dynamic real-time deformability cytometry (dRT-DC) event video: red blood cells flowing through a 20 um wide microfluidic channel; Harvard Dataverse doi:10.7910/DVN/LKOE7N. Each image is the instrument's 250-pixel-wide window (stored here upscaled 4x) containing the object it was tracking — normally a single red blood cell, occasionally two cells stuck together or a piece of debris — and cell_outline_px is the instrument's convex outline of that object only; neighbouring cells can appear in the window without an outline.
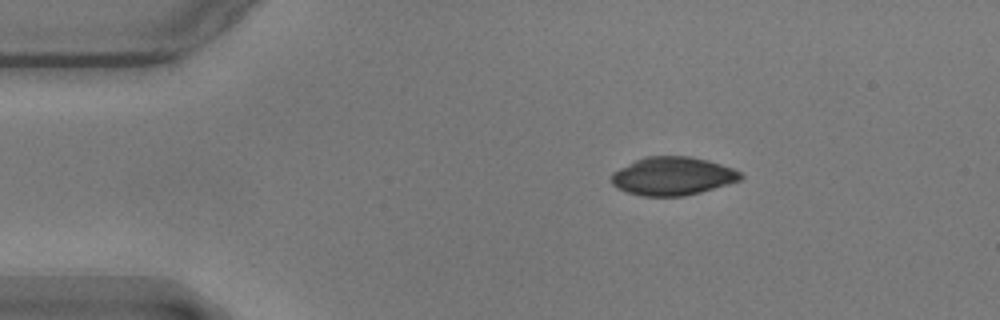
{"species": "common noctule bat (a hibernating species)", "species_latin": "Nyctalus noctula", "temperature_condition": "warm", "stored_images_in_passage": 47, "camera_frame_rate_fps": 3000, "um_per_image_px": 0.085, "animal": {"sex": "male", "body_mass_g": 17.9}, "frame": {"image": 1, "passage_image": 1, "time_ms": 0.0, "image_size_px": [1000, 320], "cell_outline_px": [[744, 176], [740, 180], [728, 184], [700, 192], [684, 196], [640, 196], [616, 188], [612, 184], [612, 172], [636, 160], [648, 156], [688, 156], [708, 160], [732, 168], [740, 172]], "centroid_in_image_um": [57.17, 14.97], "position_along_channel_um": 27.8, "area_um2": 28.67}}
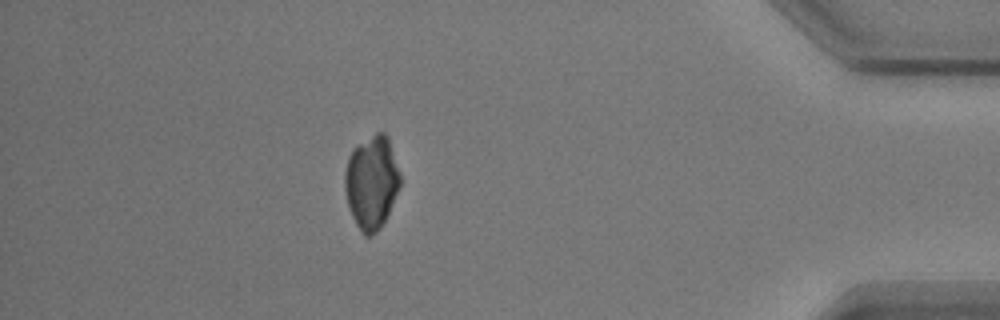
{"frame": {"image": 2, "passage_image": 41, "time_ms": 13.333, "image_size_px": [1000, 320], "cell_outline_px": [[400, 188], [380, 228], [372, 236], [364, 236], [360, 232], [352, 216], [348, 204], [344, 188], [344, 172], [348, 156], [352, 148], [356, 144], [376, 132], [384, 132], [388, 136], [400, 172]], "centroid_in_image_um": [31.57, 15.47], "position_along_channel_um": 403.6, "area_um2": 30.4}}